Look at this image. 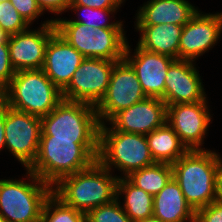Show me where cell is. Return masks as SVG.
<instances>
[{"instance_id": "3957f363", "label": "cell", "mask_w": 222, "mask_h": 222, "mask_svg": "<svg viewBox=\"0 0 222 222\" xmlns=\"http://www.w3.org/2000/svg\"><path fill=\"white\" fill-rule=\"evenodd\" d=\"M221 164V156L208 149L188 150L171 164L173 179L194 211L215 201L217 174Z\"/></svg>"}, {"instance_id": "d6a6232c", "label": "cell", "mask_w": 222, "mask_h": 222, "mask_svg": "<svg viewBox=\"0 0 222 222\" xmlns=\"http://www.w3.org/2000/svg\"><path fill=\"white\" fill-rule=\"evenodd\" d=\"M125 0H71L70 5L88 6L91 8H119Z\"/></svg>"}, {"instance_id": "7c38bea8", "label": "cell", "mask_w": 222, "mask_h": 222, "mask_svg": "<svg viewBox=\"0 0 222 222\" xmlns=\"http://www.w3.org/2000/svg\"><path fill=\"white\" fill-rule=\"evenodd\" d=\"M207 98L195 103L167 105L166 122L188 150H204V138L211 123Z\"/></svg>"}, {"instance_id": "4fadbf2b", "label": "cell", "mask_w": 222, "mask_h": 222, "mask_svg": "<svg viewBox=\"0 0 222 222\" xmlns=\"http://www.w3.org/2000/svg\"><path fill=\"white\" fill-rule=\"evenodd\" d=\"M39 28L32 30L29 27L9 36L10 62L15 71L42 69L48 41L56 32L54 19L44 21Z\"/></svg>"}, {"instance_id": "7402d4cb", "label": "cell", "mask_w": 222, "mask_h": 222, "mask_svg": "<svg viewBox=\"0 0 222 222\" xmlns=\"http://www.w3.org/2000/svg\"><path fill=\"white\" fill-rule=\"evenodd\" d=\"M151 155L157 163H175L188 149L166 122L163 126L146 134Z\"/></svg>"}, {"instance_id": "277c9868", "label": "cell", "mask_w": 222, "mask_h": 222, "mask_svg": "<svg viewBox=\"0 0 222 222\" xmlns=\"http://www.w3.org/2000/svg\"><path fill=\"white\" fill-rule=\"evenodd\" d=\"M100 124L97 160L110 171L112 166L124 177L143 167L155 164L146 135L113 130Z\"/></svg>"}, {"instance_id": "9c48e42d", "label": "cell", "mask_w": 222, "mask_h": 222, "mask_svg": "<svg viewBox=\"0 0 222 222\" xmlns=\"http://www.w3.org/2000/svg\"><path fill=\"white\" fill-rule=\"evenodd\" d=\"M98 58H84L69 84L62 90L65 100L97 106L105 96L114 64Z\"/></svg>"}, {"instance_id": "836d02e7", "label": "cell", "mask_w": 222, "mask_h": 222, "mask_svg": "<svg viewBox=\"0 0 222 222\" xmlns=\"http://www.w3.org/2000/svg\"><path fill=\"white\" fill-rule=\"evenodd\" d=\"M5 107L0 110V151L6 149L5 146Z\"/></svg>"}, {"instance_id": "cb8c5ba5", "label": "cell", "mask_w": 222, "mask_h": 222, "mask_svg": "<svg viewBox=\"0 0 222 222\" xmlns=\"http://www.w3.org/2000/svg\"><path fill=\"white\" fill-rule=\"evenodd\" d=\"M135 186L149 193L157 195L173 178L172 166L168 163H155L132 172L127 177Z\"/></svg>"}, {"instance_id": "e575fe53", "label": "cell", "mask_w": 222, "mask_h": 222, "mask_svg": "<svg viewBox=\"0 0 222 222\" xmlns=\"http://www.w3.org/2000/svg\"><path fill=\"white\" fill-rule=\"evenodd\" d=\"M216 202L222 204V164L217 174Z\"/></svg>"}, {"instance_id": "52a82bcc", "label": "cell", "mask_w": 222, "mask_h": 222, "mask_svg": "<svg viewBox=\"0 0 222 222\" xmlns=\"http://www.w3.org/2000/svg\"><path fill=\"white\" fill-rule=\"evenodd\" d=\"M95 106L63 99L48 115L41 117V136L52 140H99Z\"/></svg>"}, {"instance_id": "4316f807", "label": "cell", "mask_w": 222, "mask_h": 222, "mask_svg": "<svg viewBox=\"0 0 222 222\" xmlns=\"http://www.w3.org/2000/svg\"><path fill=\"white\" fill-rule=\"evenodd\" d=\"M120 200L116 198L109 204L91 209L86 219L89 222H133L124 212Z\"/></svg>"}, {"instance_id": "5b68a950", "label": "cell", "mask_w": 222, "mask_h": 222, "mask_svg": "<svg viewBox=\"0 0 222 222\" xmlns=\"http://www.w3.org/2000/svg\"><path fill=\"white\" fill-rule=\"evenodd\" d=\"M28 181L0 179V215L7 222H40L52 186L27 169ZM29 176V177H28Z\"/></svg>"}, {"instance_id": "4dcf8cb0", "label": "cell", "mask_w": 222, "mask_h": 222, "mask_svg": "<svg viewBox=\"0 0 222 222\" xmlns=\"http://www.w3.org/2000/svg\"><path fill=\"white\" fill-rule=\"evenodd\" d=\"M195 222H222V204L214 201L195 211Z\"/></svg>"}, {"instance_id": "5bb4252c", "label": "cell", "mask_w": 222, "mask_h": 222, "mask_svg": "<svg viewBox=\"0 0 222 222\" xmlns=\"http://www.w3.org/2000/svg\"><path fill=\"white\" fill-rule=\"evenodd\" d=\"M222 33V12L202 13L198 11L183 26L179 41V60L195 61L197 57L213 48Z\"/></svg>"}, {"instance_id": "8fae6325", "label": "cell", "mask_w": 222, "mask_h": 222, "mask_svg": "<svg viewBox=\"0 0 222 222\" xmlns=\"http://www.w3.org/2000/svg\"><path fill=\"white\" fill-rule=\"evenodd\" d=\"M145 98L146 95L131 65L125 59L117 61L113 67L107 92L95 107L99 123L108 122L119 111Z\"/></svg>"}, {"instance_id": "30bf717a", "label": "cell", "mask_w": 222, "mask_h": 222, "mask_svg": "<svg viewBox=\"0 0 222 222\" xmlns=\"http://www.w3.org/2000/svg\"><path fill=\"white\" fill-rule=\"evenodd\" d=\"M5 146L27 170L35 161L41 138V117L5 106Z\"/></svg>"}, {"instance_id": "83f0119b", "label": "cell", "mask_w": 222, "mask_h": 222, "mask_svg": "<svg viewBox=\"0 0 222 222\" xmlns=\"http://www.w3.org/2000/svg\"><path fill=\"white\" fill-rule=\"evenodd\" d=\"M30 25L10 1L0 2V28L9 36L27 30Z\"/></svg>"}, {"instance_id": "ba28073f", "label": "cell", "mask_w": 222, "mask_h": 222, "mask_svg": "<svg viewBox=\"0 0 222 222\" xmlns=\"http://www.w3.org/2000/svg\"><path fill=\"white\" fill-rule=\"evenodd\" d=\"M56 32L85 58L124 59L127 38L123 28H97L77 22H54Z\"/></svg>"}, {"instance_id": "1f68e13d", "label": "cell", "mask_w": 222, "mask_h": 222, "mask_svg": "<svg viewBox=\"0 0 222 222\" xmlns=\"http://www.w3.org/2000/svg\"><path fill=\"white\" fill-rule=\"evenodd\" d=\"M43 10L54 13L55 15L62 14L68 11L71 0H36Z\"/></svg>"}, {"instance_id": "f546056e", "label": "cell", "mask_w": 222, "mask_h": 222, "mask_svg": "<svg viewBox=\"0 0 222 222\" xmlns=\"http://www.w3.org/2000/svg\"><path fill=\"white\" fill-rule=\"evenodd\" d=\"M15 72L10 62L8 43H0V83L7 87Z\"/></svg>"}, {"instance_id": "2e32d148", "label": "cell", "mask_w": 222, "mask_h": 222, "mask_svg": "<svg viewBox=\"0 0 222 222\" xmlns=\"http://www.w3.org/2000/svg\"><path fill=\"white\" fill-rule=\"evenodd\" d=\"M166 118V103L159 98L146 97L119 111L108 122L113 130L146 135L163 126Z\"/></svg>"}, {"instance_id": "f1b7e54d", "label": "cell", "mask_w": 222, "mask_h": 222, "mask_svg": "<svg viewBox=\"0 0 222 222\" xmlns=\"http://www.w3.org/2000/svg\"><path fill=\"white\" fill-rule=\"evenodd\" d=\"M10 2L30 26L44 13L36 0H10Z\"/></svg>"}, {"instance_id": "484cf974", "label": "cell", "mask_w": 222, "mask_h": 222, "mask_svg": "<svg viewBox=\"0 0 222 222\" xmlns=\"http://www.w3.org/2000/svg\"><path fill=\"white\" fill-rule=\"evenodd\" d=\"M86 214L64 204L53 193L45 200L40 222H83Z\"/></svg>"}, {"instance_id": "e0dca14e", "label": "cell", "mask_w": 222, "mask_h": 222, "mask_svg": "<svg viewBox=\"0 0 222 222\" xmlns=\"http://www.w3.org/2000/svg\"><path fill=\"white\" fill-rule=\"evenodd\" d=\"M190 60H175L165 78L166 105L195 103L207 98L199 71Z\"/></svg>"}, {"instance_id": "ffe728a7", "label": "cell", "mask_w": 222, "mask_h": 222, "mask_svg": "<svg viewBox=\"0 0 222 222\" xmlns=\"http://www.w3.org/2000/svg\"><path fill=\"white\" fill-rule=\"evenodd\" d=\"M153 216L162 222H195V211L172 178L153 198Z\"/></svg>"}, {"instance_id": "44dd1931", "label": "cell", "mask_w": 222, "mask_h": 222, "mask_svg": "<svg viewBox=\"0 0 222 222\" xmlns=\"http://www.w3.org/2000/svg\"><path fill=\"white\" fill-rule=\"evenodd\" d=\"M135 26L141 35L138 41L141 48L179 60V41L183 26L172 23Z\"/></svg>"}, {"instance_id": "f35d334b", "label": "cell", "mask_w": 222, "mask_h": 222, "mask_svg": "<svg viewBox=\"0 0 222 222\" xmlns=\"http://www.w3.org/2000/svg\"><path fill=\"white\" fill-rule=\"evenodd\" d=\"M0 222H7V221L0 215Z\"/></svg>"}, {"instance_id": "d4e9b609", "label": "cell", "mask_w": 222, "mask_h": 222, "mask_svg": "<svg viewBox=\"0 0 222 222\" xmlns=\"http://www.w3.org/2000/svg\"><path fill=\"white\" fill-rule=\"evenodd\" d=\"M119 8H108V9H99V8H91L88 6H81V5H69L68 10H72L75 11L76 15H78L79 17L77 19H70V20H66V19H61V18H55L54 22H77V23H82L85 24L87 26H92L95 29L97 28H123V21H116V22H109L110 20H108L105 17H110V14L112 15L113 12L115 13ZM79 11V13L77 14V12ZM84 14L82 15L81 14ZM109 14V15H108ZM83 18H81V17ZM87 19V20H86Z\"/></svg>"}, {"instance_id": "ac0fdd59", "label": "cell", "mask_w": 222, "mask_h": 222, "mask_svg": "<svg viewBox=\"0 0 222 222\" xmlns=\"http://www.w3.org/2000/svg\"><path fill=\"white\" fill-rule=\"evenodd\" d=\"M85 57L55 32L49 39L42 70L62 91Z\"/></svg>"}, {"instance_id": "74e56055", "label": "cell", "mask_w": 222, "mask_h": 222, "mask_svg": "<svg viewBox=\"0 0 222 222\" xmlns=\"http://www.w3.org/2000/svg\"><path fill=\"white\" fill-rule=\"evenodd\" d=\"M135 222H162V221L159 218L151 216V217H148L146 219L135 221Z\"/></svg>"}, {"instance_id": "8d00e7d4", "label": "cell", "mask_w": 222, "mask_h": 222, "mask_svg": "<svg viewBox=\"0 0 222 222\" xmlns=\"http://www.w3.org/2000/svg\"><path fill=\"white\" fill-rule=\"evenodd\" d=\"M9 35L0 28V43H8Z\"/></svg>"}, {"instance_id": "7a4b0ae2", "label": "cell", "mask_w": 222, "mask_h": 222, "mask_svg": "<svg viewBox=\"0 0 222 222\" xmlns=\"http://www.w3.org/2000/svg\"><path fill=\"white\" fill-rule=\"evenodd\" d=\"M96 160L90 167L61 178L52 193L67 206L87 214L117 198L118 176Z\"/></svg>"}, {"instance_id": "8992f818", "label": "cell", "mask_w": 222, "mask_h": 222, "mask_svg": "<svg viewBox=\"0 0 222 222\" xmlns=\"http://www.w3.org/2000/svg\"><path fill=\"white\" fill-rule=\"evenodd\" d=\"M7 105L39 117L48 115L62 100V91L42 69L16 71L6 87Z\"/></svg>"}, {"instance_id": "d6986e66", "label": "cell", "mask_w": 222, "mask_h": 222, "mask_svg": "<svg viewBox=\"0 0 222 222\" xmlns=\"http://www.w3.org/2000/svg\"><path fill=\"white\" fill-rule=\"evenodd\" d=\"M138 10L135 25L184 26L198 12L187 0H149Z\"/></svg>"}, {"instance_id": "d590c367", "label": "cell", "mask_w": 222, "mask_h": 222, "mask_svg": "<svg viewBox=\"0 0 222 222\" xmlns=\"http://www.w3.org/2000/svg\"><path fill=\"white\" fill-rule=\"evenodd\" d=\"M7 105L6 87L0 83V110Z\"/></svg>"}, {"instance_id": "603a6c76", "label": "cell", "mask_w": 222, "mask_h": 222, "mask_svg": "<svg viewBox=\"0 0 222 222\" xmlns=\"http://www.w3.org/2000/svg\"><path fill=\"white\" fill-rule=\"evenodd\" d=\"M122 194L125 195L122 208L133 222L153 216L154 197L121 175L117 182V198Z\"/></svg>"}, {"instance_id": "9a60e30c", "label": "cell", "mask_w": 222, "mask_h": 222, "mask_svg": "<svg viewBox=\"0 0 222 222\" xmlns=\"http://www.w3.org/2000/svg\"><path fill=\"white\" fill-rule=\"evenodd\" d=\"M127 41L124 59L134 69L146 97L159 98L164 101L165 78L169 66L175 59L141 48L138 44L131 54Z\"/></svg>"}, {"instance_id": "6da1fadb", "label": "cell", "mask_w": 222, "mask_h": 222, "mask_svg": "<svg viewBox=\"0 0 222 222\" xmlns=\"http://www.w3.org/2000/svg\"><path fill=\"white\" fill-rule=\"evenodd\" d=\"M98 153L99 140H52V136H41L36 159L28 170L54 186L61 178L90 167Z\"/></svg>"}]
</instances>
